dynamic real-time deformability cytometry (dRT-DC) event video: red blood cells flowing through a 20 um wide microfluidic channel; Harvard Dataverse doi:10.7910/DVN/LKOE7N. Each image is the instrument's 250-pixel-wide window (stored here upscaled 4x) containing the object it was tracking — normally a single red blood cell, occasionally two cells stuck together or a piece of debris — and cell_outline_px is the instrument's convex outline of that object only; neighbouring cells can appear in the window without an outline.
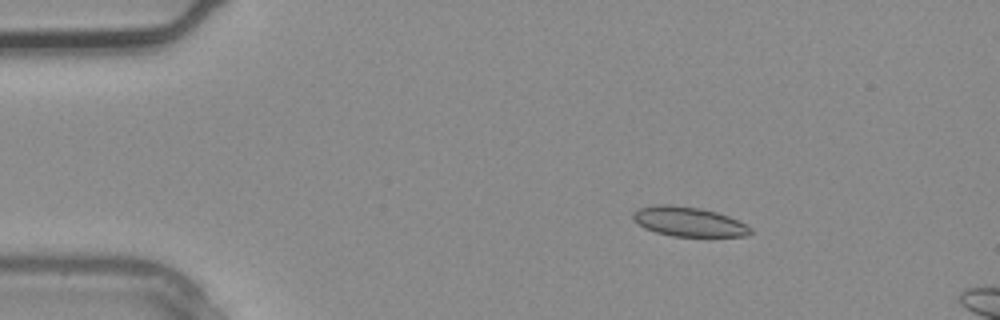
{"species": "common noctule bat (a hibernating species)", "species_latin": "Nyctalus noctula", "temperature_condition": "warm", "stored_images_in_passage": 3, "camera_frame_rate_fps": 3000, "um_per_image_px": 0.085, "animal": {"sex": "male", "body_mass_g": 20.4}, "frame": {"image": 1, "passage_image": 2, "time_ms": 0.333, "image_size_px": [1000, 320], "cell_outline_px": [[752, 232], [748, 236], [672, 236], [656, 232], [644, 228], [636, 224], [632, 220], [632, 212], [640, 208], [656, 204], [668, 204], [700, 208], [716, 212], [728, 216], [752, 228]], "centroid_in_image_um": [58.48, 18.84], "position_along_channel_um": 26.5, "area_um2": 20.23}}